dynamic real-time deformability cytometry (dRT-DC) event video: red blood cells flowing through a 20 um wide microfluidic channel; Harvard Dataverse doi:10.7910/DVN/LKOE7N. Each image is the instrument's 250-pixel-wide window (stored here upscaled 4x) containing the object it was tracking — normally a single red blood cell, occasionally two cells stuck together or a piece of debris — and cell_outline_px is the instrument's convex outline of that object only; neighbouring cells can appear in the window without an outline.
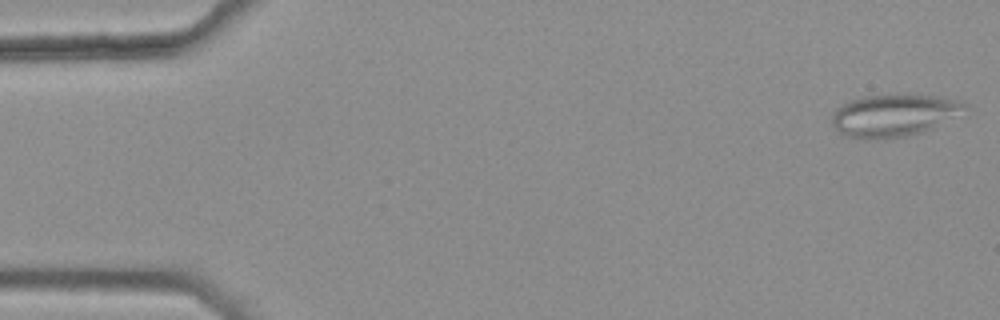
{"species": "common noctule bat (a hibernating species)", "species_latin": "Nyctalus noctula", "temperature_condition": "warm", "stored_images_in_passage": 5, "camera_frame_rate_fps": 3000, "um_per_image_px": 0.085, "animal": {"sex": "female", "body_mass_g": 25.1}, "frame": {"image": 1, "passage_image": 1, "time_ms": 0.0, "image_size_px": [1000, 320], "cell_outline_px": [[968, 104], [932, 128], [924, 132], [908, 136], [848, 136], [840, 132], [832, 124], [832, 112], [836, 108], [852, 100], [868, 96], [904, 92], [940, 96], [960, 100]], "centroid_in_image_um": [75.96, 9.72], "position_along_channel_um": 9.0, "area_um2": 31.79}}